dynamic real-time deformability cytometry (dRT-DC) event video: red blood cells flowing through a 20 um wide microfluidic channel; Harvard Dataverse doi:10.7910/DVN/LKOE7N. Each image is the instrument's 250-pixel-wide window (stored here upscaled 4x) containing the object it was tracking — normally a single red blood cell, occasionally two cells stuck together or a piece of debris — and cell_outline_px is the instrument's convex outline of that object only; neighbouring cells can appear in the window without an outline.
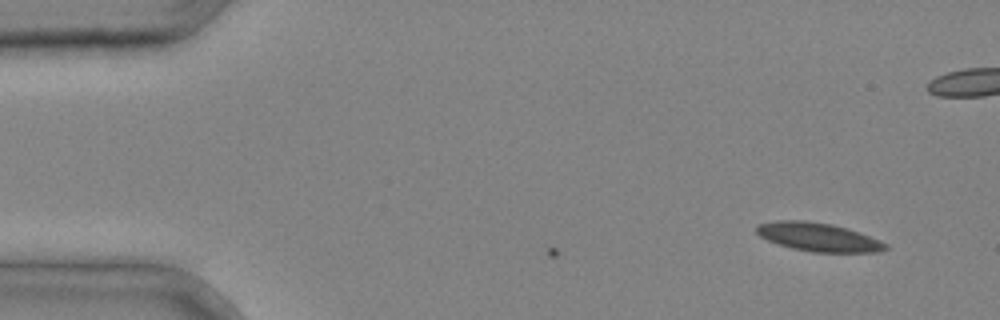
{"species": "common noctule bat (a hibernating species)", "species_latin": "Nyctalus noctula", "temperature_condition": "cold", "stored_images_in_passage": 4, "camera_frame_rate_fps": 3000, "um_per_image_px": 0.085, "animal": {"sex": "male", "body_mass_g": 20.4}, "frame": {"image": 1, "passage_image": 1, "time_ms": 0.0, "image_size_px": [1000, 320], "cell_outline_px": [[888, 248], [880, 252], [812, 252], [792, 248], [768, 240], [760, 236], [756, 232], [756, 228], [760, 224], [776, 220], [804, 220], [832, 224], [848, 228], [860, 232], [880, 240], [888, 244]], "centroid_in_image_um": [69.6, 20.14], "position_along_channel_um": 15.4, "area_um2": 21.44}}